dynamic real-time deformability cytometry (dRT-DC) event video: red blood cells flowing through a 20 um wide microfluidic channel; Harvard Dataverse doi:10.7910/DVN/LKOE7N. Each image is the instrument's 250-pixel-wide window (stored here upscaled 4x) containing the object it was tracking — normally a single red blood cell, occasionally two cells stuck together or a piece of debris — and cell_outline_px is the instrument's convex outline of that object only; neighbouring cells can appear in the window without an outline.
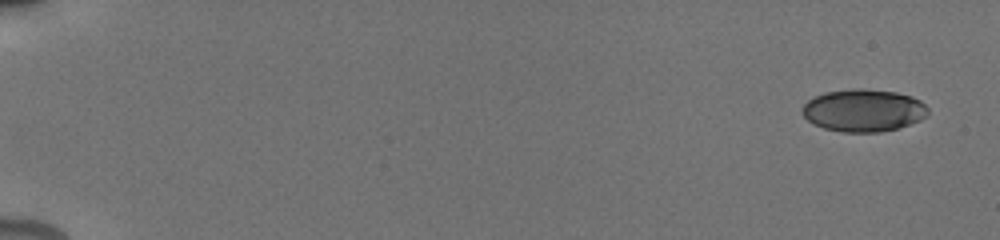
{"species": "human", "species_latin": "Homo sapiens", "temperature_condition": "cold", "stored_images_in_passage": 13, "camera_frame_rate_fps": 3000, "um_per_image_px": 0.085, "donor": {"sex": "male"}, "frame": {"image": 1, "passage_image": 1, "time_ms": 0.0, "image_size_px": [1000, 240], "cell_outline_px": [[928, 116], [920, 120], [896, 128], [880, 132], [840, 132], [824, 128], [808, 120], [800, 112], [800, 108], [808, 100], [824, 92], [856, 88], [864, 88], [896, 92], [912, 96], [920, 100], [928, 108]], "centroid_in_image_um": [73.39, 9.37], "position_along_channel_um": 11.6, "area_um2": 31.21}}
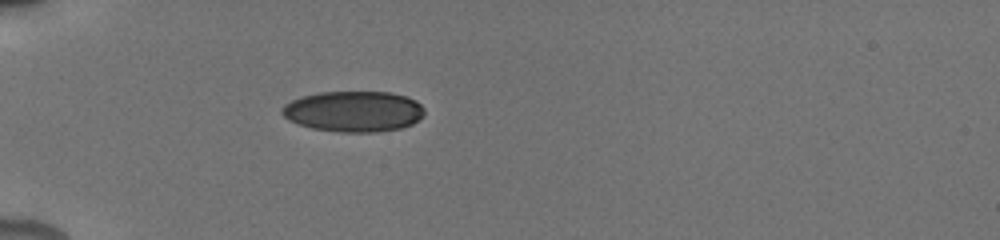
{"frame": {"image": 2, "passage_image": 10, "time_ms": 5.333, "image_size_px": [1000, 240], "cell_outline_px": [[424, 112], [412, 124], [400, 128], [376, 132], [340, 132], [312, 128], [288, 120], [280, 112], [280, 108], [284, 104], [300, 96], [320, 92], [392, 92], [408, 96], [416, 100], [424, 108]], "centroid_in_image_um": [30.03, 9.46], "position_along_channel_um": 55.0, "area_um2": 33.93}}